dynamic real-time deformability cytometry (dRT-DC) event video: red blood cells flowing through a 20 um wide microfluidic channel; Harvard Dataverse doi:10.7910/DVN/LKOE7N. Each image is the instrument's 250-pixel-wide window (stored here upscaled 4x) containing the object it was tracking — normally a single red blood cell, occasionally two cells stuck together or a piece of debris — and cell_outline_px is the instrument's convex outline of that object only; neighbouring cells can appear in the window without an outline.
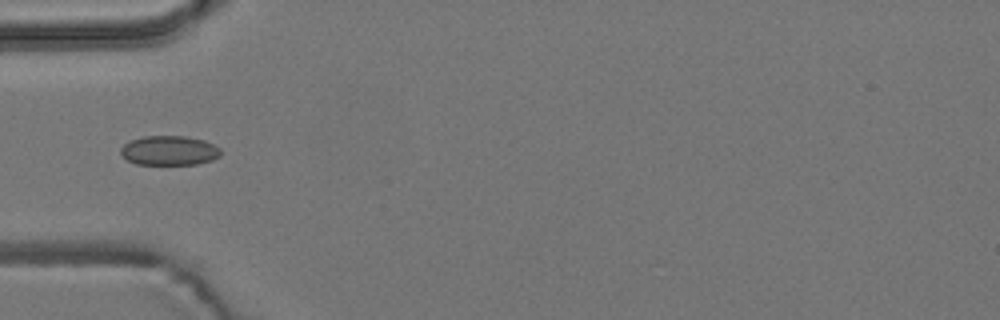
{"species": "common noctule bat (a hibernating species)", "species_latin": "Nyctalus noctula", "temperature_condition": "room temperature", "stored_images_in_passage": 5, "camera_frame_rate_fps": 3000, "um_per_image_px": 0.085, "animal": {"sex": "male", "body_mass_g": 19.2, "forearm_length_mm": 51.8}, "frame": {"image": 1, "passage_image": 3, "time_ms": 2.333, "image_size_px": [1000, 320], "cell_outline_px": [[220, 156], [212, 160], [196, 164], [136, 164], [120, 156], [120, 148], [124, 144], [132, 140], [144, 136], [184, 136], [204, 140], [220, 148]], "centroid_in_image_um": [14.36, 12.8], "position_along_channel_um": 70.6, "area_um2": 17.17}}
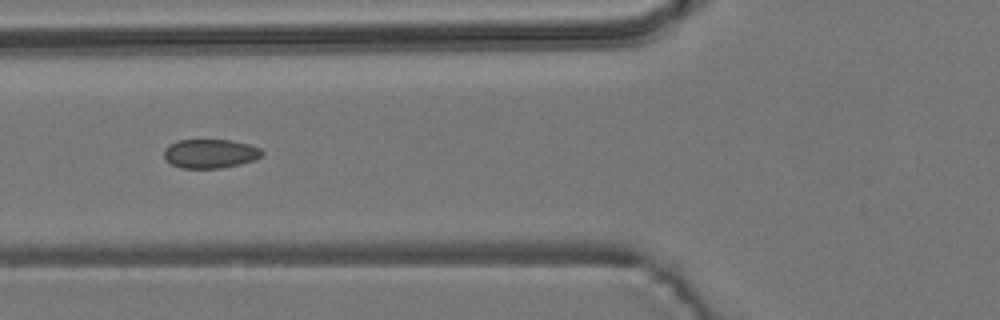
{"frame": {"image": 2, "passage_image": 4, "time_ms": 3.333, "image_size_px": [1000, 320], "cell_outline_px": [[264, 156], [256, 160], [240, 164], [220, 168], [180, 168], [164, 160], [164, 148], [168, 144], [176, 140], [232, 140], [248, 144], [260, 148], [264, 152]], "centroid_in_image_um": [17.87, 13.05], "position_along_channel_um": 107.9, "area_um2": 16.88}}
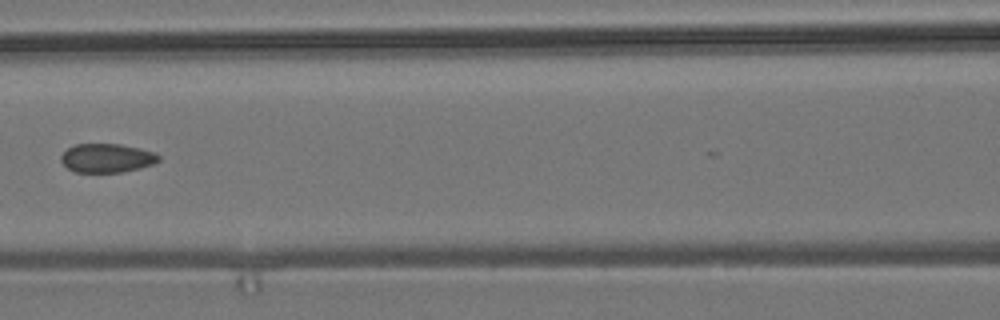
{"frame": {"image": 3, "passage_image": 5, "time_ms": 4.667, "image_size_px": [1000, 320], "cell_outline_px": [[160, 160], [152, 164], [140, 168], [124, 172], [76, 172], [68, 168], [60, 160], [60, 156], [68, 148], [76, 144], [120, 144], [140, 148], [156, 152], [160, 156]], "centroid_in_image_um": [9.11, 13.43], "position_along_channel_um": 157.5, "area_um2": 16.47}}